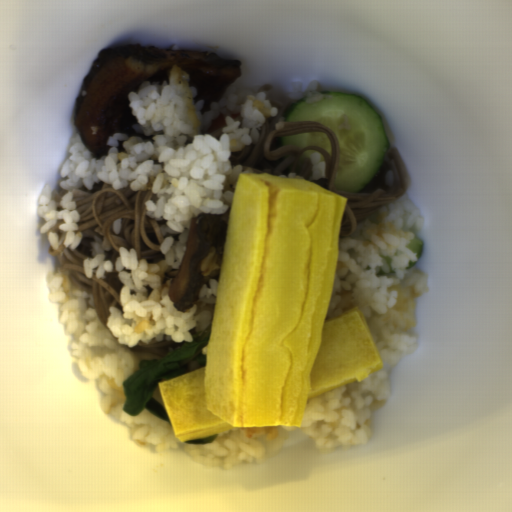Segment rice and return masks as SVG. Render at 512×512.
I'll return each mask as SVG.
<instances>
[{
	"label": "rice",
	"mask_w": 512,
	"mask_h": 512,
	"mask_svg": "<svg viewBox=\"0 0 512 512\" xmlns=\"http://www.w3.org/2000/svg\"><path fill=\"white\" fill-rule=\"evenodd\" d=\"M292 164H293V162L286 167V169L281 173V175L279 177L309 180V181H312V182L318 184L319 186L329 190L327 177H323L318 180H314L311 178L312 168L309 164L308 159H306L305 157L300 155L299 161L296 164L294 171L290 172V170L292 168Z\"/></svg>",
	"instance_id": "3"
},
{
	"label": "rice",
	"mask_w": 512,
	"mask_h": 512,
	"mask_svg": "<svg viewBox=\"0 0 512 512\" xmlns=\"http://www.w3.org/2000/svg\"><path fill=\"white\" fill-rule=\"evenodd\" d=\"M182 367H185L186 369V372L188 371H191V370H195V369H198V368H202V367H205V365H200L197 360L195 359V357H191L189 359H187L185 362H183L182 364Z\"/></svg>",
	"instance_id": "4"
},
{
	"label": "rice",
	"mask_w": 512,
	"mask_h": 512,
	"mask_svg": "<svg viewBox=\"0 0 512 512\" xmlns=\"http://www.w3.org/2000/svg\"><path fill=\"white\" fill-rule=\"evenodd\" d=\"M153 398L155 401L157 402H160L163 404V401H162V397H161V393H160V389H159V386L157 388H155L153 394H152ZM164 405V404H163Z\"/></svg>",
	"instance_id": "5"
},
{
	"label": "rice",
	"mask_w": 512,
	"mask_h": 512,
	"mask_svg": "<svg viewBox=\"0 0 512 512\" xmlns=\"http://www.w3.org/2000/svg\"><path fill=\"white\" fill-rule=\"evenodd\" d=\"M82 266L87 279H92L93 270L96 268V279H106V273L113 272L116 268L112 261L106 260V255L96 254L94 258H85L82 260Z\"/></svg>",
	"instance_id": "2"
},
{
	"label": "rice",
	"mask_w": 512,
	"mask_h": 512,
	"mask_svg": "<svg viewBox=\"0 0 512 512\" xmlns=\"http://www.w3.org/2000/svg\"><path fill=\"white\" fill-rule=\"evenodd\" d=\"M189 73L173 64L167 80H143L127 99L136 118L132 129L142 136L113 132L106 137L107 154L95 158L80 132L71 136L70 157L61 166L59 187L67 190L52 200L46 182L38 196L37 215L56 251L65 247L91 257L90 241L100 234L91 227L79 231L76 202L98 192L103 184L114 190H148L145 217L159 225L164 258H139L136 248H118L113 266L121 280L122 310L109 307L106 326L94 306L93 295L78 288L62 264L45 275L49 302L59 306V324L71 355L88 380H98L101 409L129 426L137 444L156 452L181 450L208 468L232 470L277 454L287 432L301 431L320 452L364 446L374 437L372 411L393 396L389 371L418 350L408 331L417 324L416 300L428 290V276L418 268L417 253L407 248L421 231L424 218L407 192L356 223L349 236H339L334 288L326 320L359 307L379 353L383 368L360 382L308 399L301 427L239 428L185 442L176 438L171 421L145 407L136 416L122 409L127 397L123 381L140 369L142 360H163L199 331L212 328L220 277L203 283L196 304L181 313L173 306L170 286L187 252L193 214H215L228 231L240 173L272 174L287 155L260 158L256 166L232 163V152L257 144L262 128L279 114L267 93L242 89L233 82L225 95L202 113L205 100ZM101 237V236H100Z\"/></svg>",
	"instance_id": "1"
}]
</instances>
